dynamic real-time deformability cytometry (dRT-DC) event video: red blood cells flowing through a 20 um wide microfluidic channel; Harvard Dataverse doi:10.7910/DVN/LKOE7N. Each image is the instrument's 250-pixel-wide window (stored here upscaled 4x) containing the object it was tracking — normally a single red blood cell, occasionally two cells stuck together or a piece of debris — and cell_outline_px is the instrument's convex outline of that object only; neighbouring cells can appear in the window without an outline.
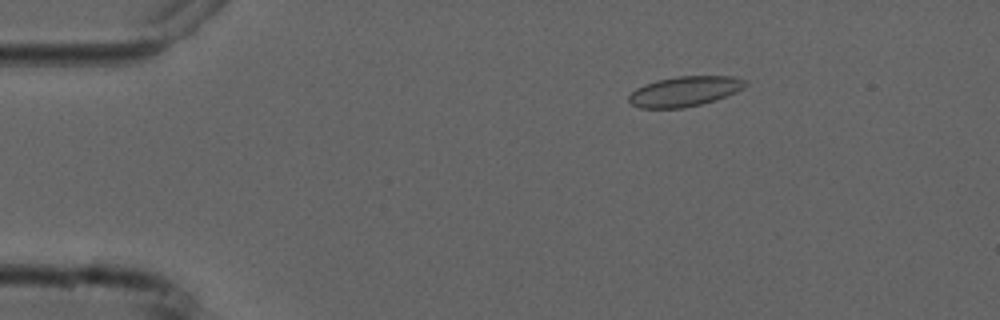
{"species": "common noctule bat (a hibernating species)", "species_latin": "Nyctalus noctula", "temperature_condition": "cold", "stored_images_in_passage": 5, "camera_frame_rate_fps": 3000, "um_per_image_px": 0.085, "animal": {"sex": "male", "forearm_length_mm": 52.5}, "frame": {"image": 1, "passage_image": 3, "time_ms": 2.333, "image_size_px": [1000, 320], "cell_outline_px": [[748, 84], [744, 88], [736, 92], [716, 100], [684, 108], [640, 108], [632, 104], [628, 100], [628, 96], [636, 88], [644, 84], [656, 80], [676, 76], [732, 76], [748, 80]], "centroid_in_image_um": [58.22, 7.76], "position_along_channel_um": 26.8, "area_um2": 20.58}}